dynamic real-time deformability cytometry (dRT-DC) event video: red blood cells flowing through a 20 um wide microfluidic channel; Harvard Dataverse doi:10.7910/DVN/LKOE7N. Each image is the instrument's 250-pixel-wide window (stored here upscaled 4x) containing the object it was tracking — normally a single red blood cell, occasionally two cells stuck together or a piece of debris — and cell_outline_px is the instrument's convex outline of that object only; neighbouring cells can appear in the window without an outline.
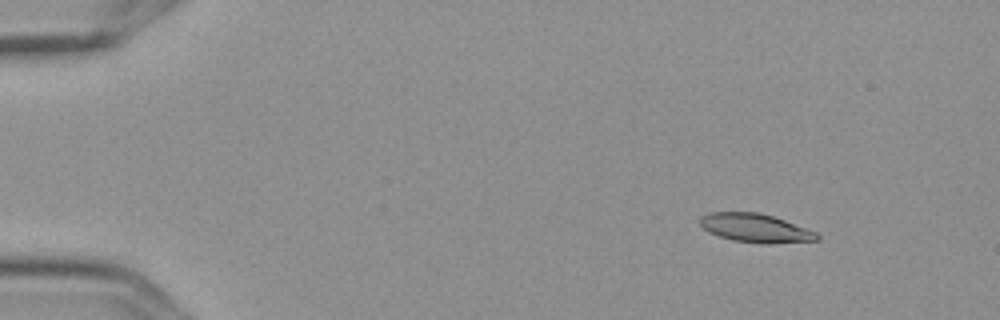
{"species": "Egyptian fruit bat (a non-hibernating species)", "species_latin": "Rousettus aegyptiacus", "temperature_condition": "cold", "stored_images_in_passage": 5, "camera_frame_rate_fps": 3000, "um_per_image_px": 0.085, "frame": {"image": 1, "passage_image": 2, "time_ms": 0.333, "image_size_px": [1000, 320], "cell_outline_px": [[820, 240], [732, 240], [708, 232], [700, 224], [700, 216], [708, 212], [760, 212], [784, 220], [816, 232], [820, 236]], "centroid_in_image_um": [64.09, 19.3], "position_along_channel_um": 20.9, "area_um2": 18.21}}
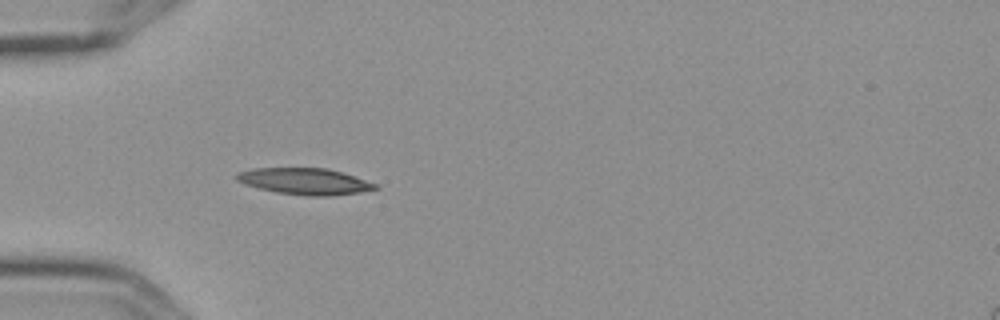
{"frame": {"image": 2, "passage_image": 5, "time_ms": 1.333, "image_size_px": [1000, 320], "cell_outline_px": [[380, 188], [360, 192], [328, 196], [308, 196], [276, 192], [244, 184], [236, 180], [232, 176], [240, 172], [252, 168], [328, 168], [376, 184]], "centroid_in_image_um": [25.85, 15.41], "position_along_channel_um": 59.1, "area_um2": 21.15}}